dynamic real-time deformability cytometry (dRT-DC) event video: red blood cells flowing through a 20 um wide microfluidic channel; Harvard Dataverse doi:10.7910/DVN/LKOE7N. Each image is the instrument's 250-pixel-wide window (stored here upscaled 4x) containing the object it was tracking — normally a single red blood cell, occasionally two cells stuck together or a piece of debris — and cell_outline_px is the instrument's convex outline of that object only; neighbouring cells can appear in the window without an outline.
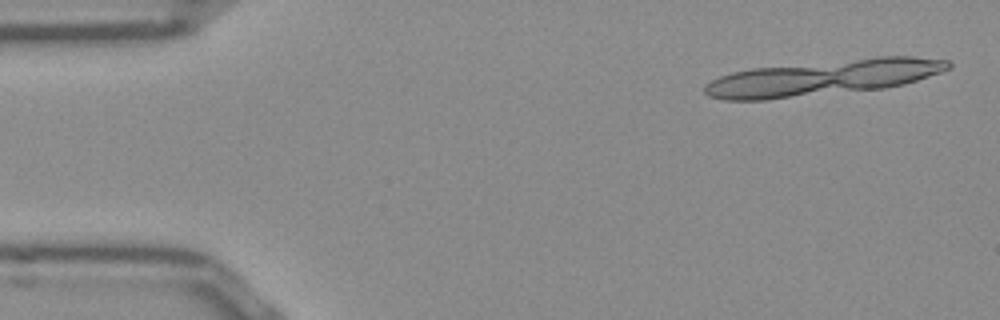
{"species": "Egyptian fruit bat (a non-hibernating species)", "species_latin": "Rousettus aegyptiacus", "temperature_condition": "room temperature", "stored_images_in_passage": 18, "segment_of_instrument_passage": [1, 2], "camera_frame_rate_fps": 3000, "um_per_image_px": 0.085, "frame": {"image": 1, "passage_image": 2, "time_ms": 0.333, "image_size_px": [1000, 320], "cell_outline_px": [[932, 72], [924, 76], [912, 80], [896, 84], [780, 96], [720, 96], [744, 72], [772, 68], [868, 60], [928, 60]], "centroid_in_image_um": [70.27, 6.59], "position_along_channel_um": 14.7, "area_um2": 36.53}}